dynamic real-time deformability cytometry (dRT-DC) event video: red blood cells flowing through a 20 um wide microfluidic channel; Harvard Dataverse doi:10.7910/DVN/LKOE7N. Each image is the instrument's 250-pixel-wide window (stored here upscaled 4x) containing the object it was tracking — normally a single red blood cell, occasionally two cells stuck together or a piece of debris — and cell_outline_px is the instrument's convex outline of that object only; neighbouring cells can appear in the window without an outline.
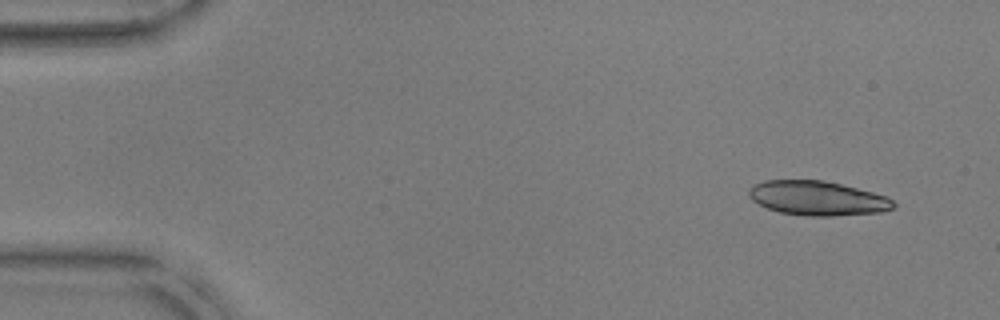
{"species": "common noctule bat (a hibernating species)", "species_latin": "Nyctalus noctula", "temperature_condition": "warm", "stored_images_in_passage": 49, "segment_of_instrument_passage": [1, 2], "camera_frame_rate_fps": 3000, "um_per_image_px": 0.085, "animal": {"sex": "male", "body_mass_g": 17.9, "forearm_length_mm": 54.2}, "frame": {"image": 1, "passage_image": 1, "time_ms": 0.0, "image_size_px": [1000, 320], "cell_outline_px": [[896, 208], [880, 212], [832, 216], [808, 216], [780, 212], [768, 208], [752, 200], [748, 196], [748, 192], [752, 184], [764, 180], [824, 180], [888, 196], [896, 204]], "centroid_in_image_um": [69.49, 16.84], "position_along_channel_um": 15.5, "area_um2": 29.02}}
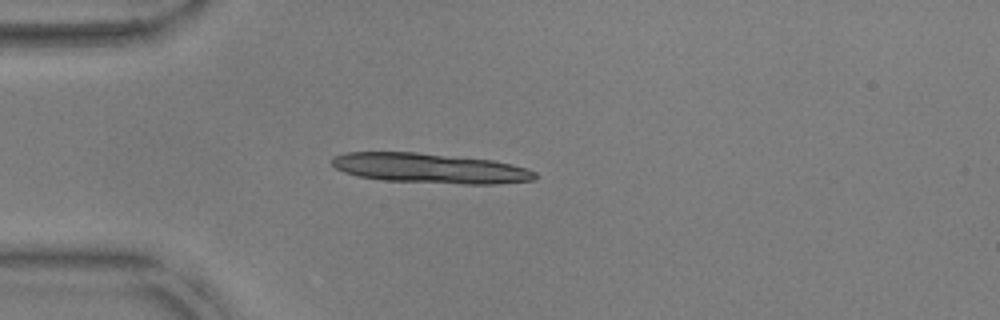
{"frame": {"image": 2, "passage_image": 11, "time_ms": 3.333, "image_size_px": [1000, 320], "cell_outline_px": [[536, 180], [496, 184], [464, 184], [384, 180], [356, 176], [344, 172], [336, 168], [332, 164], [332, 156], [344, 152], [416, 152], [492, 160], [512, 164], [528, 168], [536, 172]], "centroid_in_image_um": [36.56, 14.3], "position_along_channel_um": 48.4, "area_um2": 35.55}}